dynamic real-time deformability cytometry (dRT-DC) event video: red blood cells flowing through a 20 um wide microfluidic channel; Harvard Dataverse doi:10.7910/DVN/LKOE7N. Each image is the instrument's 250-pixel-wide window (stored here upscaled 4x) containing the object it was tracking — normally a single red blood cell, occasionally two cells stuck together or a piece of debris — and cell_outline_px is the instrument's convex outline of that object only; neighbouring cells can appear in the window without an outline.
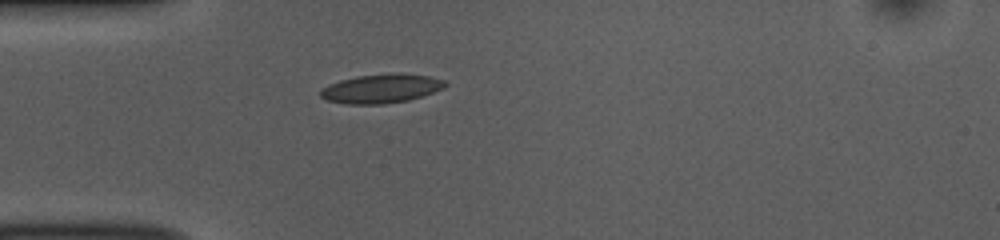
{"species": "common noctule bat (a hibernating species)", "species_latin": "Nyctalus noctula", "temperature_condition": "room temperature", "stored_images_in_passage": 39, "camera_frame_rate_fps": 3000, "um_per_image_px": 0.085, "animal": {"sex": "female", "body_mass_g": 10.0, "forearm_length_mm": 53.1}, "frame": {"image": 1, "passage_image": 1, "time_ms": 0.0, "image_size_px": [1000, 240], "cell_outline_px": [[448, 84], [444, 88], [408, 100], [384, 104], [344, 104], [328, 100], [320, 96], [320, 92], [328, 84], [340, 80], [356, 76], [428, 76], [444, 80]], "centroid_in_image_um": [32.34, 7.58], "position_along_channel_um": 52.7, "area_um2": 20.0}}
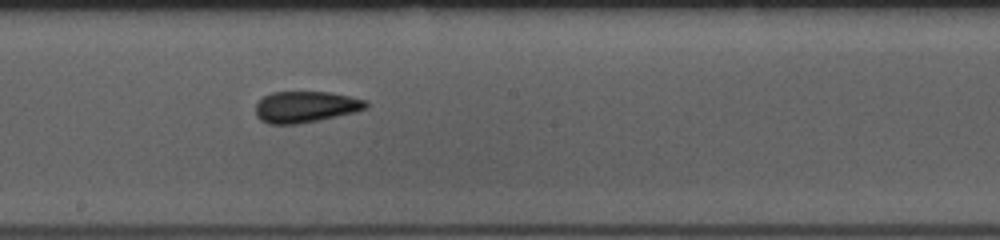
{"frame": {"image": 2, "passage_image": 15, "time_ms": 4.667, "image_size_px": [1000, 240], "cell_outline_px": [[368, 108], [356, 112], [320, 120], [296, 124], [268, 124], [260, 120], [256, 116], [256, 104], [264, 96], [272, 92], [328, 92], [368, 100]], "centroid_in_image_um": [25.99, 9.09], "position_along_channel_um": 222.2, "area_um2": 20.23}}
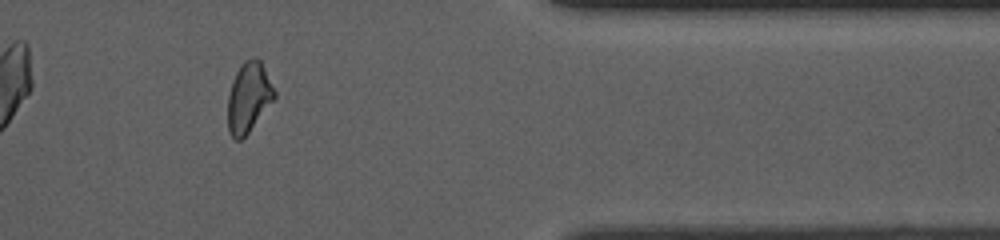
{"frame": {"image": 3, "passage_image": 30, "time_ms": 9.667, "image_size_px": [1000, 240], "cell_outline_px": [[276, 96], [248, 132], [240, 140], [236, 140], [232, 136], [228, 128], [228, 96], [232, 80], [240, 64], [244, 60], [256, 56], [260, 60], [276, 92]], "centroid_in_image_um": [21.12, 8.23], "position_along_channel_um": 390.3, "area_um2": 18.79}, "authors_computed_cell_mechanics": {"area_um2": 19.9988, "velocity_mm_per_s": 3.7945, "shape_relaxation_time_tau1_ms": null, "shape_relaxation_time_tau2_ms": 2.413, "deformation_change_tau1": null, "deformation_change_tau2": 0.0749}}